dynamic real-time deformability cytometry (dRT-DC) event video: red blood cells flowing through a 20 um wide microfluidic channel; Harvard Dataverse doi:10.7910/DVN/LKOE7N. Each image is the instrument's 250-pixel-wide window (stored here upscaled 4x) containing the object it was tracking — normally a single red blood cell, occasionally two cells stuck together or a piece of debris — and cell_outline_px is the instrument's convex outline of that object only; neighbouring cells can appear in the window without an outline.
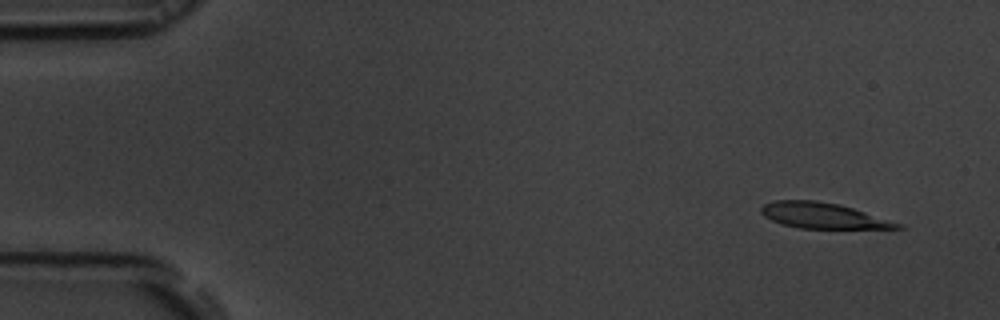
{"species": "common noctule bat (a hibernating species)", "species_latin": "Nyctalus noctula", "temperature_condition": "room temperature", "stored_images_in_passage": 55, "camera_frame_rate_fps": 3000, "um_per_image_px": 0.085, "animal": {"sex": "male", "body_mass_g": 19.5, "forearm_length_mm": 54.6}, "frame": {"image": 1, "passage_image": 4, "time_ms": 1.0, "image_size_px": [1000, 320], "cell_outline_px": [[904, 228], [800, 228], [780, 224], [764, 216], [760, 212], [760, 208], [764, 204], [776, 200], [816, 200], [840, 204], [904, 224]], "centroid_in_image_um": [69.94, 18.32], "position_along_channel_um": 15.1, "area_um2": 20.35}}
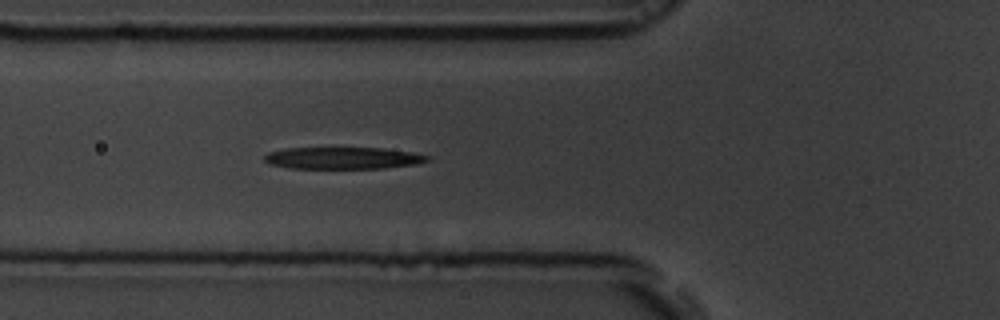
{"frame": {"image": 2, "passage_image": 20, "time_ms": 6.333, "image_size_px": [1000, 320], "cell_outline_px": [[432, 160], [416, 164], [384, 168], [288, 168], [268, 164], [264, 160], [264, 156], [268, 152], [284, 148], [384, 148], [412, 152], [428, 156]], "centroid_in_image_um": [29.13, 13.43], "position_along_channel_um": 96.7, "area_um2": 20.87}}
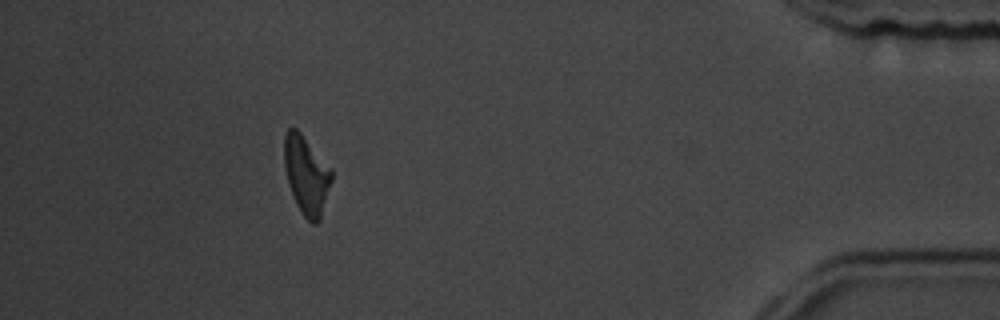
{"frame": {"image": 3, "passage_image": 50, "time_ms": 16.333, "image_size_px": [1000, 320], "cell_outline_px": [[332, 180], [320, 220], [316, 224], [312, 224], [304, 216], [296, 204], [292, 196], [288, 184], [284, 164], [284, 136], [288, 128], [296, 128], [300, 132], [332, 168]], "centroid_in_image_um": [26.05, 14.88], "position_along_channel_um": 409.2, "area_um2": 21.73}, "authors_computed_cell_mechanics": {"area_um2": 22.253, "velocity_mm_per_s": 3.6691, "shape_relaxation_time_tau1_ms": 3.0263, "shape_relaxation_time_tau2_ms": 4.1602, "deformation_change_tau1": 0.1875, "deformation_change_tau2": 0.1733}}